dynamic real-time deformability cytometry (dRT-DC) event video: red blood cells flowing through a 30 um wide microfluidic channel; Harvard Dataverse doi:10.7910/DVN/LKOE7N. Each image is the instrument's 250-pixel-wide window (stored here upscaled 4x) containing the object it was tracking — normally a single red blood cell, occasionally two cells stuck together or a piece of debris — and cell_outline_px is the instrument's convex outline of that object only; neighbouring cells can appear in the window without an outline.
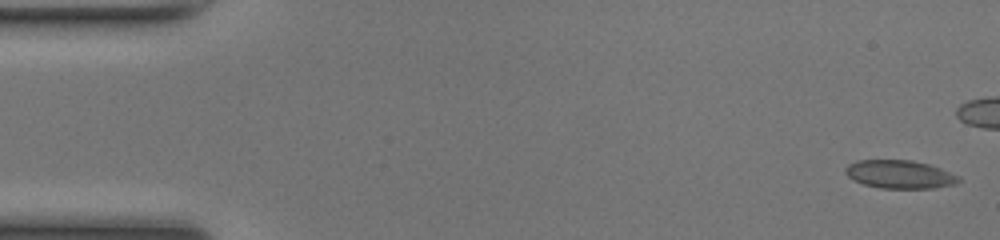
{"species": "common noctule bat (a hibernating species)", "species_latin": "Nyctalus noctula", "temperature_condition": "room temperature", "stored_images_in_passage": 39, "camera_frame_rate_fps": 3000, "um_per_image_px": 0.085, "animal": {"sex": "female", "body_mass_g": 17.0, "forearm_length_mm": 48.0}, "frame": {"image": 1, "passage_image": 1, "time_ms": 0.0, "image_size_px": [1000, 240], "cell_outline_px": [[960, 180], [956, 184], [936, 188], [880, 188], [864, 184], [852, 180], [844, 172], [844, 168], [848, 164], [856, 160], [912, 160], [928, 164], [940, 168], [960, 176]], "centroid_in_image_um": [76.46, 14.82], "position_along_channel_um": 8.5, "area_um2": 18.79}}
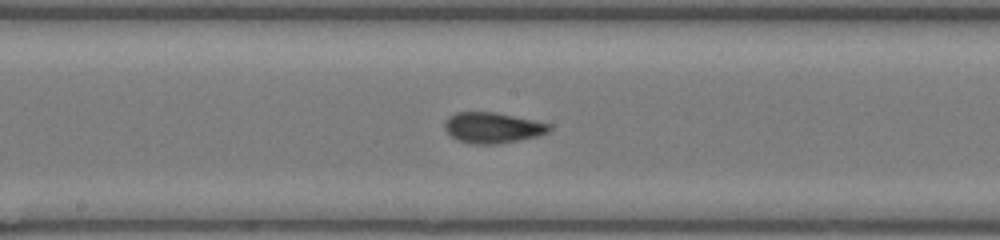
{"frame": {"image": 2, "passage_image": 25, "time_ms": 8.0, "image_size_px": [1000, 240], "cell_outline_px": [[552, 128], [548, 132], [536, 136], [500, 144], [472, 144], [456, 140], [444, 128], [444, 120], [448, 116], [456, 112], [492, 112], [552, 124]], "centroid_in_image_um": [41.83, 10.86], "position_along_channel_um": 206.4, "area_um2": 18.67}}
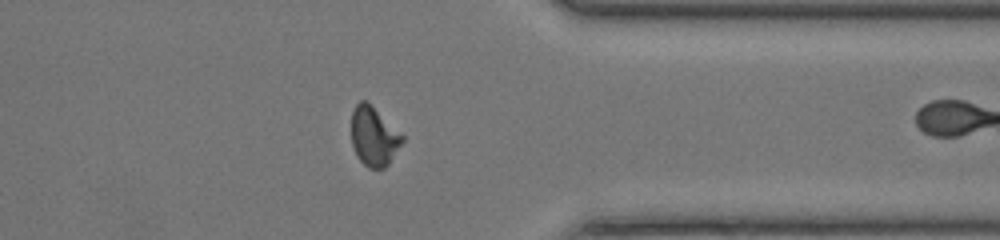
{"frame": {"image": 3, "passage_image": 38, "time_ms": 12.333, "image_size_px": [1000, 240], "cell_outline_px": [[404, 140], [388, 164], [384, 168], [368, 168], [356, 156], [352, 144], [352, 112], [356, 104], [360, 100], [368, 100], [404, 136]], "centroid_in_image_um": [31.77, 11.56], "position_along_channel_um": 379.6, "area_um2": 17.63}}